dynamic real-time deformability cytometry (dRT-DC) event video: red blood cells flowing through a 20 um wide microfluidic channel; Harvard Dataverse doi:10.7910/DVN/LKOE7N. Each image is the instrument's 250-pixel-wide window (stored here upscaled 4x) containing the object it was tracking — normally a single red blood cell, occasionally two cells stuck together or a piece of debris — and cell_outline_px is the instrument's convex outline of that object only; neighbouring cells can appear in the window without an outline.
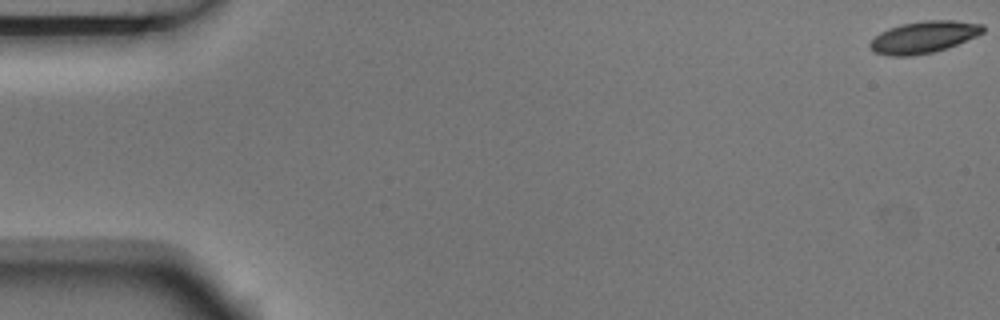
{"species": "Egyptian fruit bat (a non-hibernating species)", "species_latin": "Rousettus aegyptiacus", "temperature_condition": "room temperature", "stored_images_in_passage": 9, "camera_frame_rate_fps": 3000, "um_per_image_px": 0.085, "animal": {"sex": "male"}, "frame": {"image": 1, "passage_image": 1, "time_ms": 0.0, "image_size_px": [1000, 320], "cell_outline_px": [[984, 32], [976, 36], [948, 48], [932, 52], [912, 56], [888, 56], [872, 52], [868, 44], [880, 32], [888, 28], [900, 24], [924, 20], [952, 20], [984, 24]], "centroid_in_image_um": [78.49, 3.15], "position_along_channel_um": 6.5, "area_um2": 21.15}}
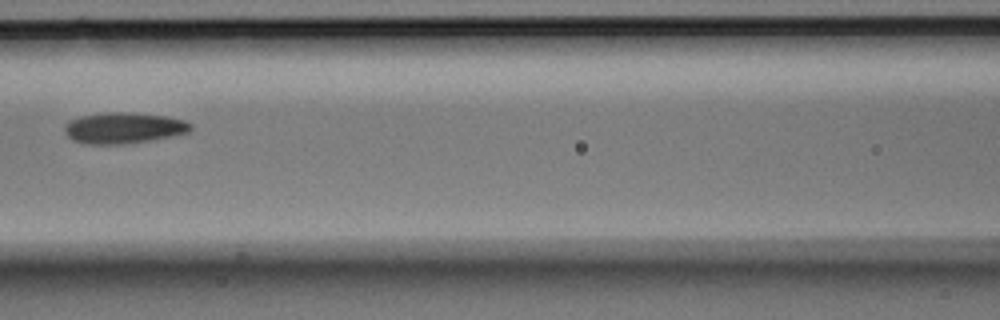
{"frame": {"image": 2, "passage_image": 7, "time_ms": 2.0, "image_size_px": [1000, 320], "cell_outline_px": [[192, 128], [188, 132], [172, 136], [148, 140], [120, 144], [84, 144], [72, 140], [64, 132], [64, 124], [80, 116], [108, 112], [132, 112], [168, 116], [184, 120], [192, 124]], "centroid_in_image_um": [10.5, 10.87], "position_along_channel_um": 156.1, "area_um2": 22.83}}
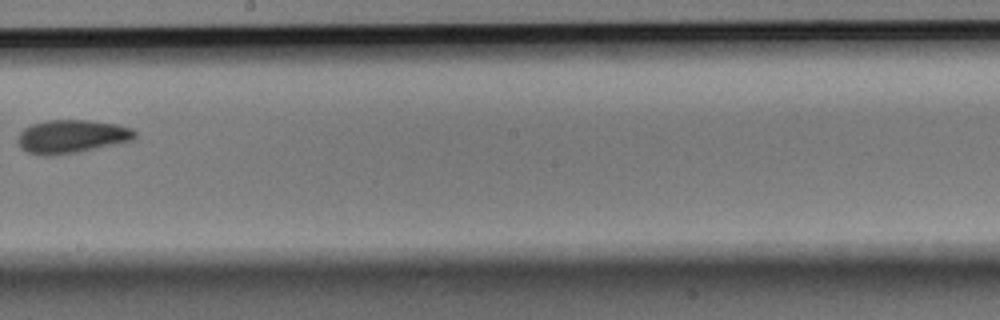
{"frame": {"image": 3, "passage_image": 9, "time_ms": 2.667, "image_size_px": [1000, 320], "cell_outline_px": [[136, 140], [76, 152], [48, 156], [44, 156], [28, 152], [20, 148], [20, 132], [24, 128], [32, 124], [48, 120], [88, 120], [120, 124], [132, 128], [136, 132]], "centroid_in_image_um": [6.16, 11.59], "position_along_channel_um": 242.0, "area_um2": 22.72}}